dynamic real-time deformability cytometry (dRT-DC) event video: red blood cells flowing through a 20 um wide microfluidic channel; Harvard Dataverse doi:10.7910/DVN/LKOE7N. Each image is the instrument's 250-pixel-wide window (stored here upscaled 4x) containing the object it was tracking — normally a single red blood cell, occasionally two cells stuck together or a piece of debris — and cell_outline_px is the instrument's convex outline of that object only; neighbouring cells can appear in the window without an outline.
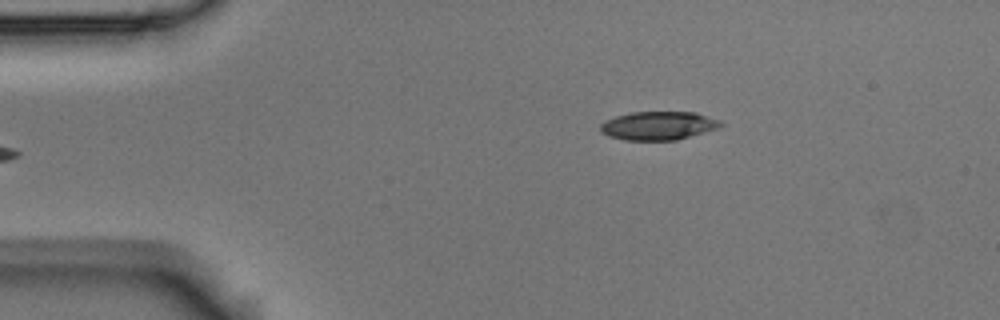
{"species": "Egyptian fruit bat (a non-hibernating species)", "species_latin": "Rousettus aegyptiacus", "temperature_condition": "room temperature", "stored_images_in_passage": 4, "camera_frame_rate_fps": 3000, "um_per_image_px": 0.085, "animal": {"sex": "male"}, "frame": {"image": 1, "passage_image": 4, "time_ms": 1.0, "image_size_px": [1000, 320], "cell_outline_px": [[724, 124], [716, 128], [704, 132], [676, 140], [624, 140], [608, 136], [600, 132], [600, 124], [604, 120], [616, 116], [632, 112], [696, 112], [720, 120]], "centroid_in_image_um": [55.92, 10.68], "position_along_channel_um": 29.1, "area_um2": 20.0}}